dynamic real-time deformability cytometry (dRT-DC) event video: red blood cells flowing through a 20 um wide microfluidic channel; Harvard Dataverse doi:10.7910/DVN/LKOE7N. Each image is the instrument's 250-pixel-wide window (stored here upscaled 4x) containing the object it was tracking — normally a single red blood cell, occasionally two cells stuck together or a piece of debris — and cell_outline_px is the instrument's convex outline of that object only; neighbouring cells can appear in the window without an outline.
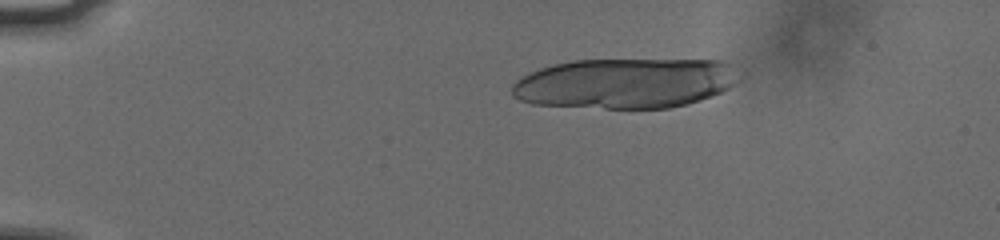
{"species": "human", "species_latin": "Homo sapiens", "temperature_condition": "cold", "stored_images_in_passage": 19, "camera_frame_rate_fps": 3000, "um_per_image_px": 0.085, "donor": {"sex": "male"}, "frame": {"image": 1, "passage_image": 8, "time_ms": 2.333, "image_size_px": [1000, 240], "cell_outline_px": [[732, 84], [728, 88], [712, 96], [688, 104], [668, 108], [604, 108], [532, 104], [520, 100], [512, 96], [512, 84], [520, 76], [540, 68], [552, 64], [572, 60], [720, 60], [728, 64]], "centroid_in_image_um": [52.98, 7.08], "position_along_channel_um": 32.0, "area_um2": 65.78}}